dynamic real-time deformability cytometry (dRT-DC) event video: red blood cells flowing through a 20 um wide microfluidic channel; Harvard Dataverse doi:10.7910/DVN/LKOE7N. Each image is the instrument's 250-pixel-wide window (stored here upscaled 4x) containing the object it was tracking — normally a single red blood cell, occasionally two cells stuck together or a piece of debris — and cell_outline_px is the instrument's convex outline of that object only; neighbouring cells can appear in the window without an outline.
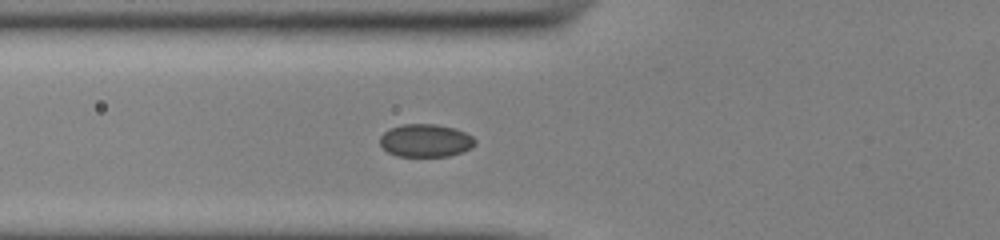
{"species": "common noctule bat (a hibernating species)", "species_latin": "Nyctalus noctula", "temperature_condition": "cold", "stored_images_in_passage": 37, "camera_frame_rate_fps": 3000, "um_per_image_px": 0.085, "animal": {"sex": "male", "body_mass_g": 13.0, "forearm_length_mm": 53.1}, "frame": {"image": 1, "passage_image": 9, "time_ms": 2.667, "image_size_px": [1000, 240], "cell_outline_px": [[476, 144], [472, 148], [448, 156], [396, 156], [388, 152], [380, 144], [380, 136], [384, 132], [392, 128], [404, 124], [436, 124], [456, 128], [472, 136], [476, 140]], "centroid_in_image_um": [36.19, 11.94], "position_along_channel_um": 89.6, "area_um2": 18.21}}
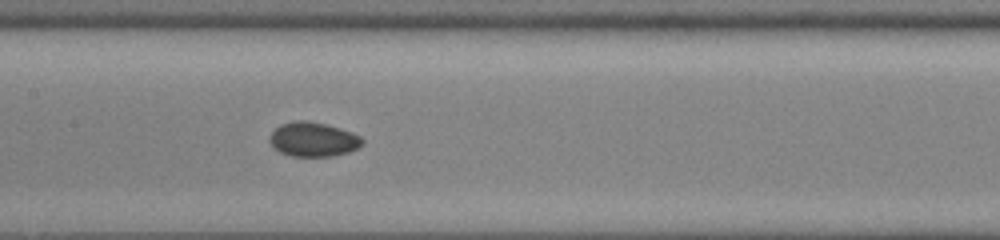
{"frame": {"image": 2, "passage_image": 16, "time_ms": 5.0, "image_size_px": [1000, 240], "cell_outline_px": [[364, 144], [348, 152], [332, 156], [292, 156], [280, 152], [268, 140], [272, 132], [280, 124], [292, 120], [304, 120], [324, 124], [340, 128], [352, 132], [360, 136], [364, 140]], "centroid_in_image_um": [26.63, 11.84], "position_along_channel_um": 180.8, "area_um2": 18.5}}
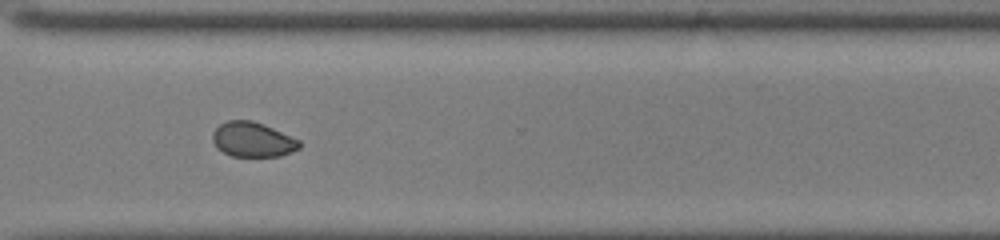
{"frame": {"image": 3, "passage_image": 29, "time_ms": 9.333, "image_size_px": [1000, 240], "cell_outline_px": [[300, 148], [292, 152], [280, 156], [232, 156], [216, 148], [212, 140], [212, 132], [220, 124], [228, 120], [252, 120], [264, 124], [300, 140]], "centroid_in_image_um": [21.47, 11.86], "position_along_channel_um": 349.1, "area_um2": 17.69}, "authors_computed_cell_mechanics": {"area_um2": 18.1492, "velocity_mm_per_s": 3.894, "shape_relaxation_time_tau1_ms": 4.3587, "shape_relaxation_time_tau2_ms": 0.9183, "deformation_change_tau1": 0.0474, "deformation_change_tau2": 0.0275}}